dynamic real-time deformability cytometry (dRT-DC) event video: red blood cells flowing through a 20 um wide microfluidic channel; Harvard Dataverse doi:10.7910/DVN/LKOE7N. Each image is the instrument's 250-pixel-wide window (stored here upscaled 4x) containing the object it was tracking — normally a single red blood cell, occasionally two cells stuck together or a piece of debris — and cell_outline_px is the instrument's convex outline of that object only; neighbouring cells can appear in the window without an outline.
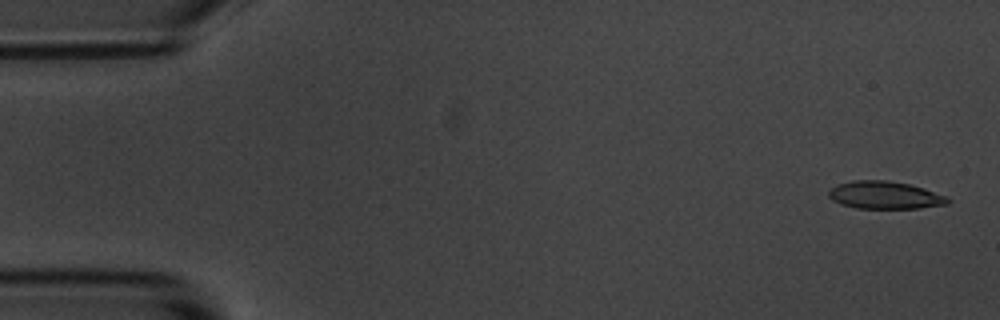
{"species": "common noctule bat (a hibernating species)", "species_latin": "Nyctalus noctula", "temperature_condition": "room temperature", "stored_images_in_passage": 7, "camera_frame_rate_fps": 3000, "um_per_image_px": 0.085, "animal": {"sex": "male", "body_mass_g": 20.1, "forearm_length_mm": 53.5}, "frame": {"image": 1, "passage_image": 1, "time_ms": 0.0, "image_size_px": [1000, 320], "cell_outline_px": [[952, 200], [948, 204], [920, 208], [856, 208], [840, 204], [832, 200], [828, 196], [828, 192], [836, 184], [852, 180], [888, 180], [908, 184], [924, 188], [948, 196]], "centroid_in_image_um": [75.22, 16.58], "position_along_channel_um": 9.8, "area_um2": 19.36}}
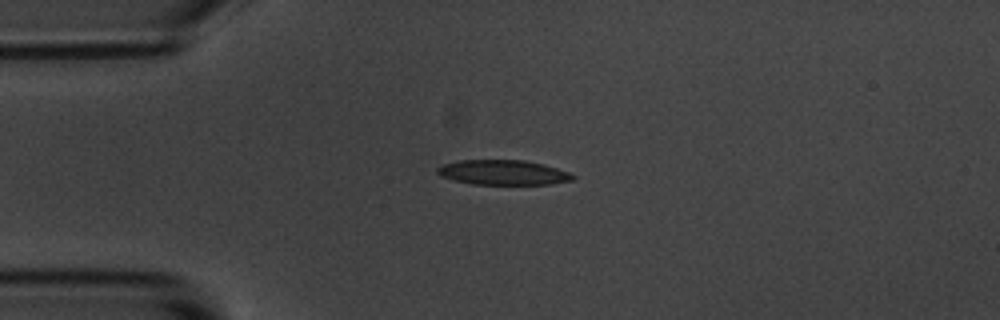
{"frame": {"image": 2, "passage_image": 4, "time_ms": 3.667, "image_size_px": [1000, 320], "cell_outline_px": [[576, 176], [572, 180], [552, 184], [472, 184], [452, 180], [440, 176], [436, 172], [436, 168], [444, 164], [460, 160], [524, 160], [544, 164], [568, 172]], "centroid_in_image_um": [42.74, 14.66], "position_along_channel_um": 42.3, "area_um2": 19.65}}
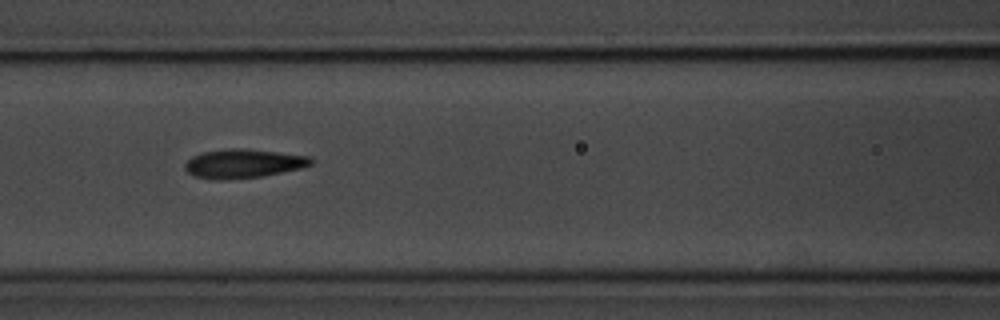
{"frame": {"image": 3, "passage_image": 7, "time_ms": 7.0, "image_size_px": [1000, 320], "cell_outline_px": [[316, 160], [312, 164], [300, 168], [260, 176], [224, 180], [208, 180], [192, 176], [184, 168], [184, 164], [192, 156], [204, 152], [228, 148], [248, 148], [308, 156]], "centroid_in_image_um": [20.64, 13.9], "position_along_channel_um": 146.0, "area_um2": 21.39}}